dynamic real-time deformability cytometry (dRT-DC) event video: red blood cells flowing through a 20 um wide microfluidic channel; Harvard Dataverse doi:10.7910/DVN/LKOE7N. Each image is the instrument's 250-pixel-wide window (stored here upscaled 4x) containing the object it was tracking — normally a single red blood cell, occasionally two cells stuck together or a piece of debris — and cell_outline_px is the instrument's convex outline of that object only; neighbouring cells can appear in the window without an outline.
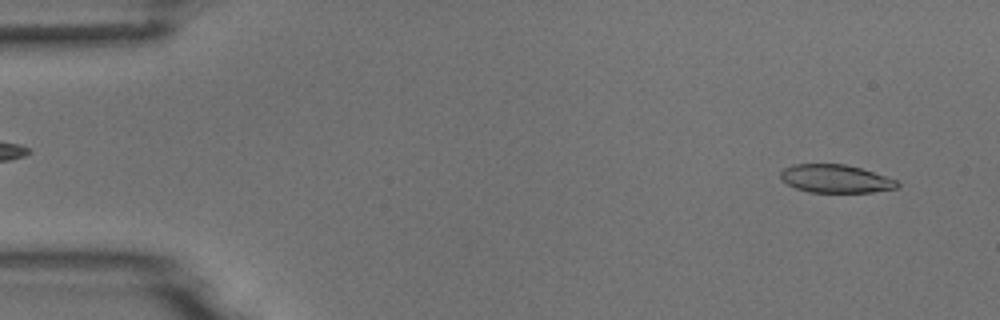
{"species": "common noctule bat (a hibernating species)", "species_latin": "Nyctalus noctula", "temperature_condition": "room temperature", "stored_images_in_passage": 52, "camera_frame_rate_fps": 3000, "um_per_image_px": 0.085, "animal": {"sex": "male", "body_mass_g": 18.8}, "frame": {"image": 1, "passage_image": 3, "time_ms": 0.667, "image_size_px": [1000, 320], "cell_outline_px": [[900, 184], [896, 188], [872, 192], [808, 192], [796, 188], [780, 180], [780, 172], [784, 168], [792, 164], [844, 164], [860, 168], [896, 180]], "centroid_in_image_um": [70.97, 15.19], "position_along_channel_um": 14.0, "area_um2": 19.02}}
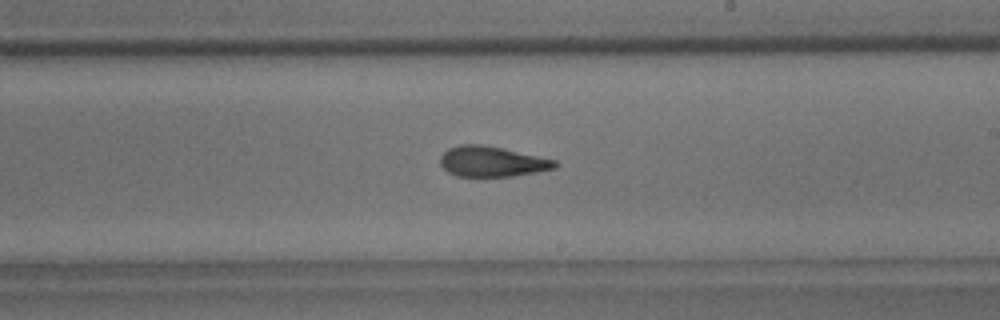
{"frame": {"image": 2, "passage_image": 30, "time_ms": 9.667, "image_size_px": [1000, 320], "cell_outline_px": [[560, 164], [556, 168], [536, 172], [512, 176], [456, 176], [448, 172], [440, 164], [440, 156], [448, 148], [460, 144], [480, 144], [500, 148], [556, 160]], "centroid_in_image_um": [41.8, 13.73], "position_along_channel_um": 247.2, "area_um2": 20.17}}
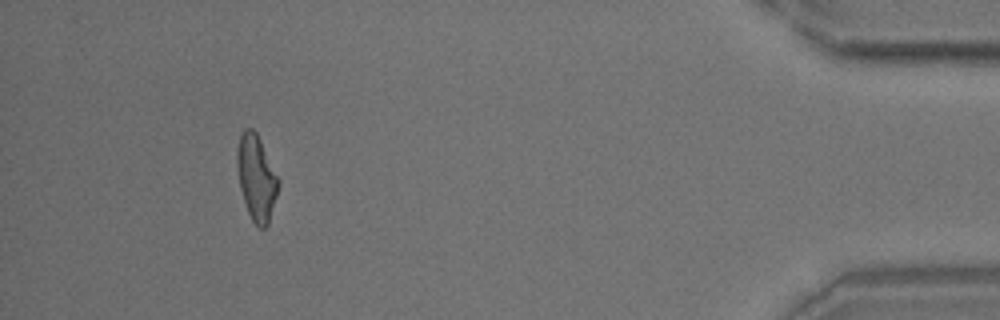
{"frame": {"image": 3, "passage_image": 48, "time_ms": 15.667, "image_size_px": [1000, 320], "cell_outline_px": [[280, 184], [268, 224], [264, 228], [260, 228], [252, 220], [248, 212], [240, 188], [236, 164], [236, 152], [240, 136], [244, 128], [252, 128], [256, 132], [280, 180]], "centroid_in_image_um": [21.79, 15.09], "position_along_channel_um": 413.4, "area_um2": 20.46}}